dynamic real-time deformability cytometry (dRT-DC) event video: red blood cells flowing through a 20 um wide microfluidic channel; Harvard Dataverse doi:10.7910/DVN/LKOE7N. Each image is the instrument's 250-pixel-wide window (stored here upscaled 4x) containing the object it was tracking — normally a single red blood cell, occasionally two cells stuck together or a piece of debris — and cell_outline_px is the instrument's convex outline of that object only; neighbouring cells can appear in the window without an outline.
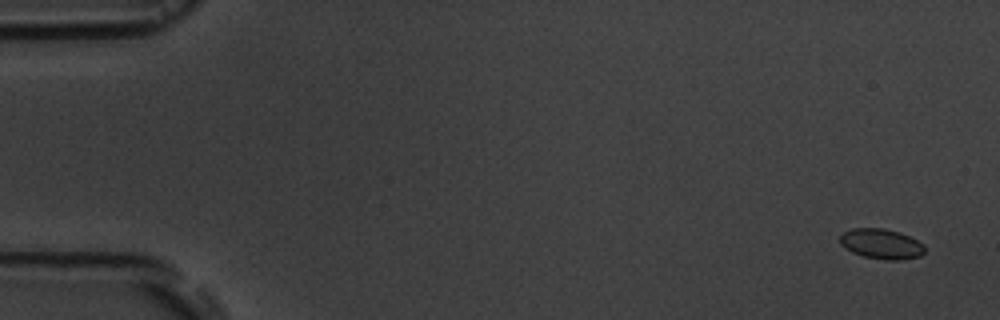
{"species": "common noctule bat (a hibernating species)", "species_latin": "Nyctalus noctula", "temperature_condition": "room temperature", "stored_images_in_passage": 10, "camera_frame_rate_fps": 3000, "um_per_image_px": 0.085, "animal": {"sex": "male", "body_mass_g": 19.5, "forearm_length_mm": 54.6}, "frame": {"image": 1, "passage_image": 1, "time_ms": 0.0, "image_size_px": [1000, 320], "cell_outline_px": [[924, 252], [920, 256], [900, 260], [888, 260], [864, 256], [852, 252], [840, 244], [840, 236], [844, 232], [852, 228], [884, 228], [900, 232], [924, 244]], "centroid_in_image_um": [74.91, 20.72], "position_along_channel_um": 10.1, "area_um2": 14.8}}
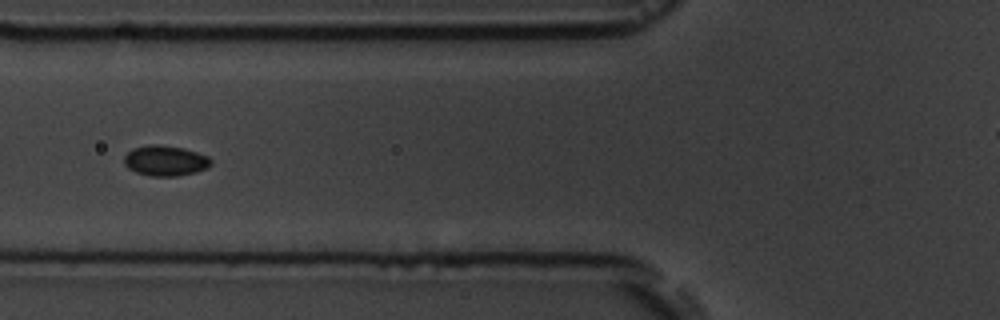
{"frame": {"image": 2, "passage_image": 6, "time_ms": 6.667, "image_size_px": [1000, 320], "cell_outline_px": [[212, 164], [208, 168], [196, 172], [176, 176], [152, 176], [136, 172], [128, 168], [124, 164], [124, 156], [132, 148], [148, 144], [160, 144], [184, 148], [208, 156], [212, 160]], "centroid_in_image_um": [14.06, 13.65], "position_along_channel_um": 111.7, "area_um2": 15.55}}
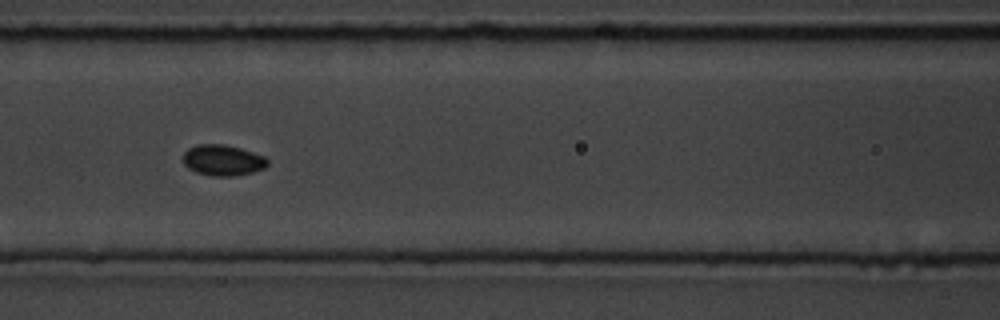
{"frame": {"image": 3, "passage_image": 7, "time_ms": 7.667, "image_size_px": [1000, 320], "cell_outline_px": [[268, 164], [264, 168], [252, 172], [232, 176], [212, 176], [196, 172], [188, 168], [184, 164], [184, 152], [188, 148], [196, 144], [224, 144], [240, 148], [264, 156], [268, 160]], "centroid_in_image_um": [18.92, 13.61], "position_along_channel_um": 147.7, "area_um2": 15.14}}